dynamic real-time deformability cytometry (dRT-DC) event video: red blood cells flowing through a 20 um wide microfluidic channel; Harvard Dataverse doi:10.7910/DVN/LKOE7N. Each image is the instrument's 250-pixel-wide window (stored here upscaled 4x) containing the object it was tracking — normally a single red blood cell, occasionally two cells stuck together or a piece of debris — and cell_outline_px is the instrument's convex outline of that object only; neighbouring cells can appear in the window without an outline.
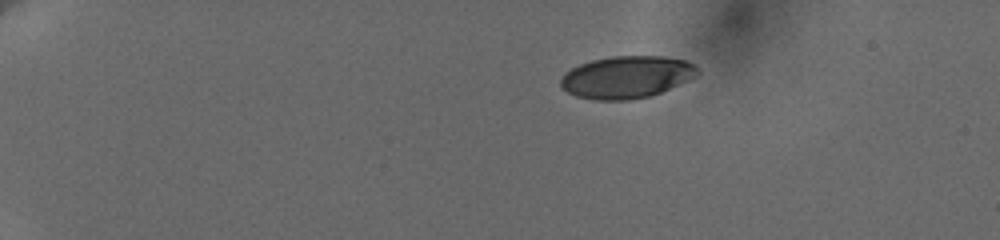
{"species": "human", "species_latin": "Homo sapiens", "temperature_condition": "cold", "stored_images_in_passage": 48, "camera_frame_rate_fps": 3000, "um_per_image_px": 0.085, "donor": {"sex": "female"}, "frame": {"image": 1, "passage_image": 1, "time_ms": 0.0, "image_size_px": [1000, 240], "cell_outline_px": [[700, 72], [696, 76], [660, 92], [648, 96], [628, 100], [596, 100], [576, 96], [568, 92], [560, 84], [560, 80], [564, 72], [580, 64], [592, 60], [612, 56], [660, 56], [684, 60], [692, 64]], "centroid_in_image_um": [53.22, 6.55], "position_along_channel_um": 31.8, "area_um2": 33.29}}
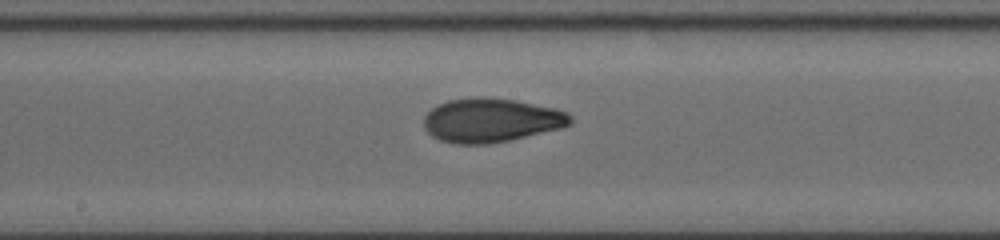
{"frame": {"image": 2, "passage_image": 24, "time_ms": 7.667, "image_size_px": [1000, 240], "cell_outline_px": [[572, 124], [560, 128], [508, 140], [484, 144], [456, 144], [440, 140], [432, 136], [424, 128], [424, 116], [436, 104], [448, 100], [476, 96], [484, 96], [516, 100], [556, 108], [568, 112], [572, 116]], "centroid_in_image_um": [41.73, 10.2], "position_along_channel_um": 206.5, "area_um2": 37.74}}
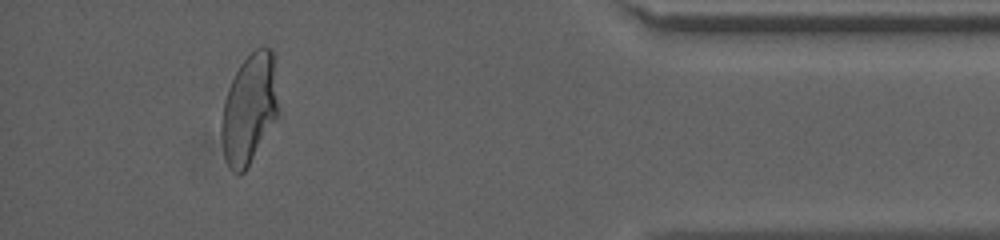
{"frame": {"image": 3, "passage_image": 44, "time_ms": 14.333, "image_size_px": [1000, 240], "cell_outline_px": [[280, 112], [244, 172], [240, 172], [228, 164], [224, 156], [220, 132], [220, 124], [224, 100], [228, 88], [240, 64], [256, 48], [264, 44], [272, 48], [280, 108]], "centroid_in_image_um": [21.21, 9.18], "position_along_channel_um": 414.0, "area_um2": 36.41}, "authors_computed_cell_mechanics": {"area_um2": 36.2695, "velocity_mm_per_s": 3.6518, "shape_relaxation_time_tau1_ms": 6.8583, "shape_relaxation_time_tau2_ms": 1.1669, "deformation_change_tau1": 0.1927, "deformation_change_tau2": 0.0653}}